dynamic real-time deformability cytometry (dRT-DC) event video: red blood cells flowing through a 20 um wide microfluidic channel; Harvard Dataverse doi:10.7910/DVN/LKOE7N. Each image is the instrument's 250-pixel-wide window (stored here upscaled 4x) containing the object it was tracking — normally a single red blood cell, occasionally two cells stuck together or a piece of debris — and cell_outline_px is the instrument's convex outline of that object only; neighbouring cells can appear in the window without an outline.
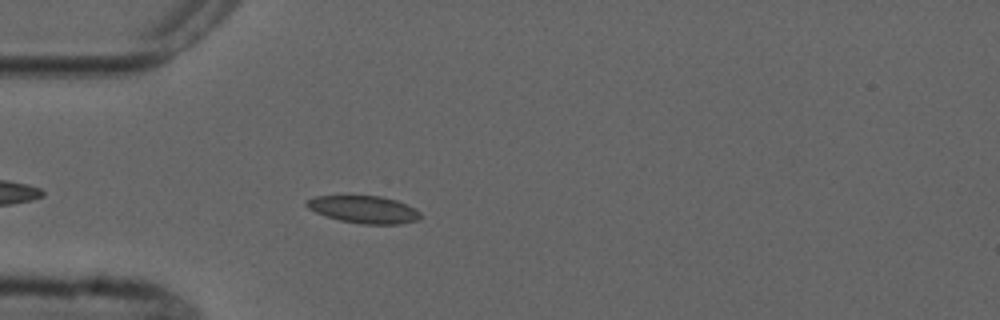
{"species": "common noctule bat (a hibernating species)", "species_latin": "Nyctalus noctula", "temperature_condition": "cold", "stored_images_in_passage": 4, "camera_frame_rate_fps": 3000, "um_per_image_px": 0.085, "animal": {"sex": "male", "forearm_length_mm": 52.5}, "frame": {"image": 1, "passage_image": 4, "time_ms": 4.667, "image_size_px": [1000, 320], "cell_outline_px": [[420, 216], [416, 220], [400, 224], [364, 224], [340, 220], [316, 212], [308, 208], [304, 204], [304, 200], [316, 196], [380, 196], [396, 200], [420, 212]], "centroid_in_image_um": [30.88, 17.8], "position_along_channel_um": 54.1, "area_um2": 17.86}}